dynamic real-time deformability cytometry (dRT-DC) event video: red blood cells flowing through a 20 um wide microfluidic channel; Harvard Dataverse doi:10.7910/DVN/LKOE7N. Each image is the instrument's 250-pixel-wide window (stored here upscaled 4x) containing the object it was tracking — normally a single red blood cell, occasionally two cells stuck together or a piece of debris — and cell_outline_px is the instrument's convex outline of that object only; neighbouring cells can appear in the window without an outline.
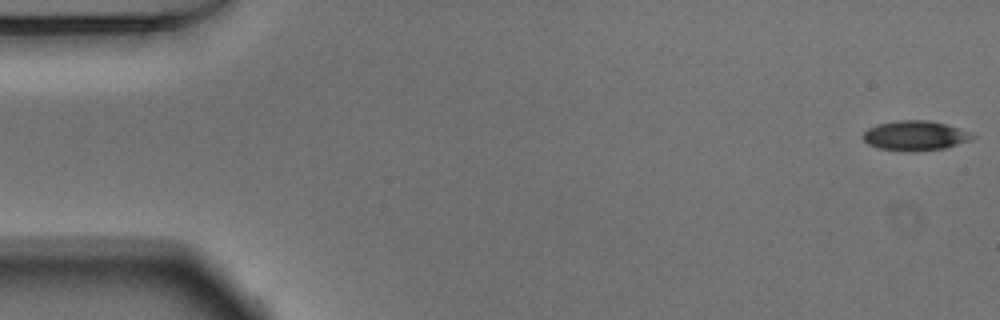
{"species": "Egyptian fruit bat (a non-hibernating species)", "species_latin": "Rousettus aegyptiacus", "temperature_condition": "warm", "stored_images_in_passage": 52, "camera_frame_rate_fps": 3000, "um_per_image_px": 0.085, "animal": {"sex": "male"}, "frame": {"image": 1, "passage_image": 1, "time_ms": 0.0, "image_size_px": [1000, 320], "cell_outline_px": [[976, 136], [968, 140], [944, 148], [912, 152], [908, 152], [876, 148], [868, 144], [864, 140], [864, 132], [868, 128], [880, 124], [900, 120], [928, 120], [948, 124], [968, 132]], "centroid_in_image_um": [77.76, 11.53], "position_along_channel_um": 7.2, "area_um2": 18.79}}
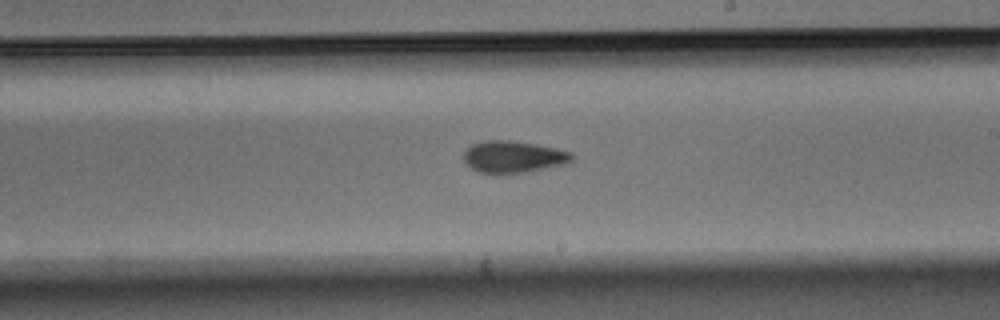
{"frame": {"image": 2, "passage_image": 30, "time_ms": 9.667, "image_size_px": [1000, 320], "cell_outline_px": [[576, 156], [568, 164], [524, 172], [480, 172], [472, 168], [464, 160], [464, 152], [472, 144], [484, 140], [508, 140], [536, 144], [572, 152]], "centroid_in_image_um": [43.69, 13.31], "position_along_channel_um": 245.3, "area_um2": 19.83}}
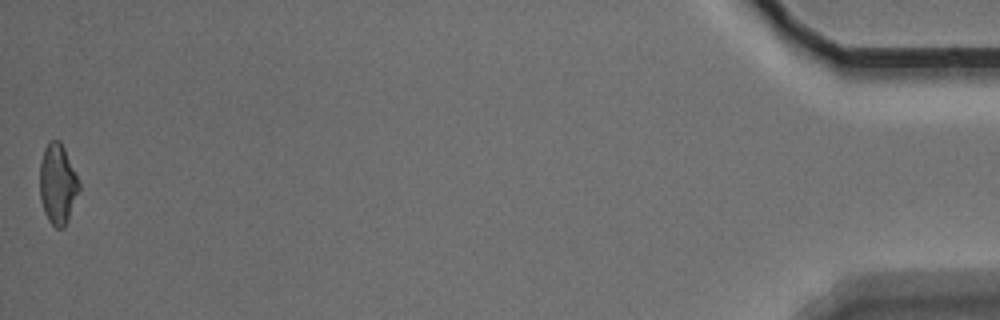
{"frame": {"image": 3, "passage_image": 52, "time_ms": 17.0, "image_size_px": [1000, 320], "cell_outline_px": [[80, 192], [68, 220], [64, 228], [56, 228], [48, 220], [44, 212], [40, 200], [40, 160], [44, 148], [48, 140], [60, 140], [64, 148], [80, 184]], "centroid_in_image_um": [4.9, 15.65], "position_along_channel_um": 430.3, "area_um2": 18.55}, "authors_computed_cell_mechanics": {"area_um2": 19.2185, "velocity_mm_per_s": 3.8616, "shape_relaxation_time_tau1_ms": 4.7217, "shape_relaxation_time_tau2_ms": 4.6528, "deformation_change_tau1": 0.1138, "deformation_change_tau2": 0.1306}}